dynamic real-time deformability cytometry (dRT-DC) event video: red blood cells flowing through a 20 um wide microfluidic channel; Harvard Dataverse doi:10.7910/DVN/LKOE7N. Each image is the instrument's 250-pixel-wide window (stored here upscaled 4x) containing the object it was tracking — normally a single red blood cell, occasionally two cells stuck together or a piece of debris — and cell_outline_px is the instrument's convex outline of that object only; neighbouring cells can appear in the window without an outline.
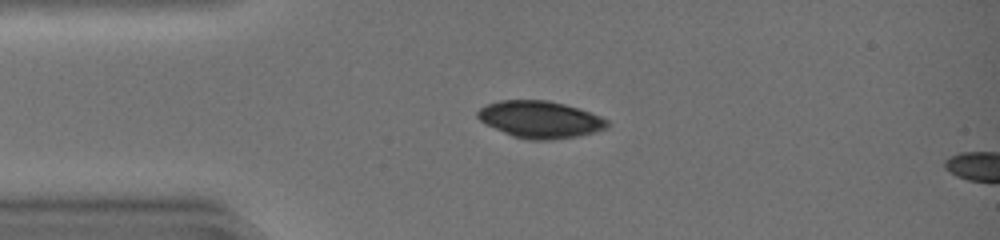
{"species": "common noctule bat (a hibernating species)", "species_latin": "Nyctalus noctula", "temperature_condition": "warm", "stored_images_in_passage": 4, "camera_frame_rate_fps": 3000, "um_per_image_px": 0.085, "animal": {"sex": "female", "body_mass_g": 19.0, "forearm_length_mm": 51.5}, "frame": {"image": 1, "passage_image": 1, "time_ms": 0.0, "image_size_px": [1000, 240], "cell_outline_px": [[608, 128], [580, 136], [552, 140], [528, 140], [512, 136], [484, 124], [476, 116], [476, 112], [480, 108], [488, 104], [500, 100], [548, 100], [564, 104], [600, 116], [608, 120]], "centroid_in_image_um": [45.88, 10.17], "position_along_channel_um": 39.1, "area_um2": 28.03}}